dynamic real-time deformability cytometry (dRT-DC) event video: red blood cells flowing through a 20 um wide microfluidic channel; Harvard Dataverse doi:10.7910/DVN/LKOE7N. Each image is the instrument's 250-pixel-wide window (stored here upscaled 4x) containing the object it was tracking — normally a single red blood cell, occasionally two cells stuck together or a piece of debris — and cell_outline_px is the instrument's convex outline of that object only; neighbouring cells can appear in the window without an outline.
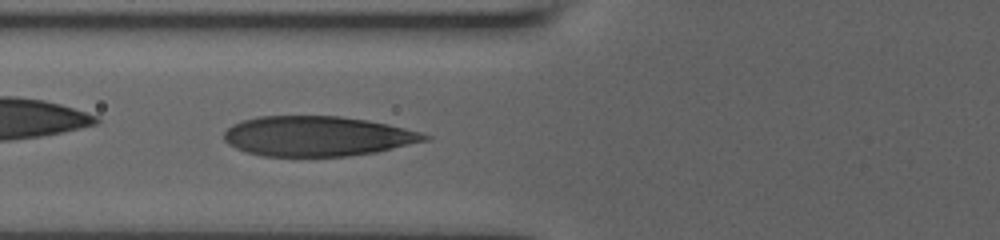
{"species": "human", "species_latin": "Homo sapiens", "temperature_condition": "room temperature", "stored_images_in_passage": 38, "camera_frame_rate_fps": 3000, "um_per_image_px": 0.085, "donor": {"sex": "male"}, "frame": {"image": 1, "passage_image": 6, "time_ms": 1.667, "image_size_px": [1000, 240], "cell_outline_px": [[432, 136], [428, 140], [376, 152], [348, 156], [264, 156], [248, 152], [236, 148], [228, 144], [224, 140], [224, 132], [232, 124], [244, 120], [260, 116], [340, 116], [388, 124], [420, 132]], "centroid_in_image_um": [26.96, 11.57], "position_along_channel_um": 98.8, "area_um2": 46.53}}
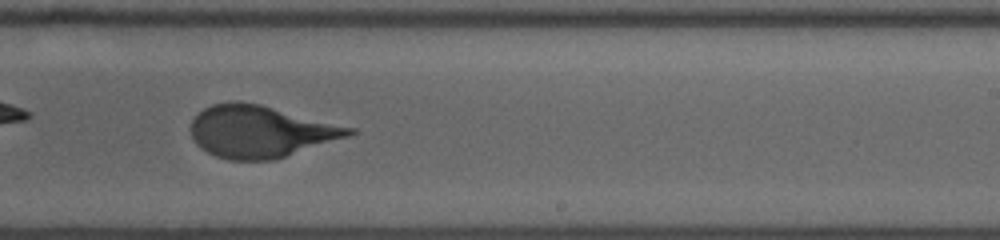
{"frame": {"image": 2, "passage_image": 19, "time_ms": 6.0, "image_size_px": [1000, 240], "cell_outline_px": [[356, 132], [348, 136], [272, 160], [228, 160], [216, 156], [200, 148], [196, 144], [192, 136], [192, 120], [204, 108], [212, 104], [236, 100], [260, 104], [356, 128]], "centroid_in_image_um": [22.12, 11.16], "position_along_channel_um": 266.9, "area_um2": 47.57}}
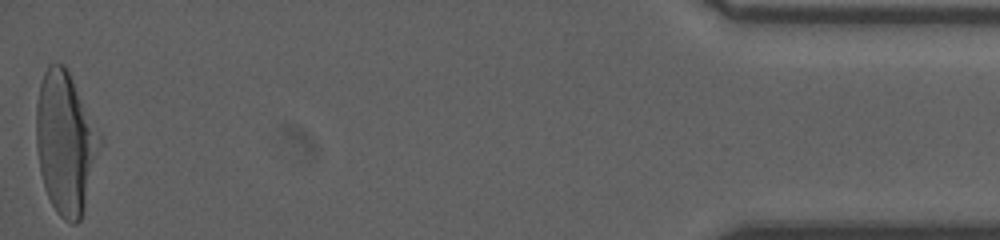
{"frame": {"image": 3, "passage_image": 38, "time_ms": 12.333, "image_size_px": [1000, 240], "cell_outline_px": [[100, 144], [84, 208], [80, 220], [76, 224], [72, 224], [64, 220], [56, 212], [44, 188], [40, 172], [36, 148], [36, 104], [40, 84], [44, 72], [48, 64], [64, 64], [100, 132]], "centroid_in_image_um": [5.53, 12.14], "position_along_channel_um": 429.7, "area_um2": 52.08}, "authors_computed_cell_mechanics": {"area_um2": 47.7139, "velocity_mm_per_s": 3.8684, "shape_relaxation_time_tau1_ms": 3.5385, "shape_relaxation_time_tau2_ms": null, "deformation_change_tau1": 0.1959, "deformation_change_tau2": null}}